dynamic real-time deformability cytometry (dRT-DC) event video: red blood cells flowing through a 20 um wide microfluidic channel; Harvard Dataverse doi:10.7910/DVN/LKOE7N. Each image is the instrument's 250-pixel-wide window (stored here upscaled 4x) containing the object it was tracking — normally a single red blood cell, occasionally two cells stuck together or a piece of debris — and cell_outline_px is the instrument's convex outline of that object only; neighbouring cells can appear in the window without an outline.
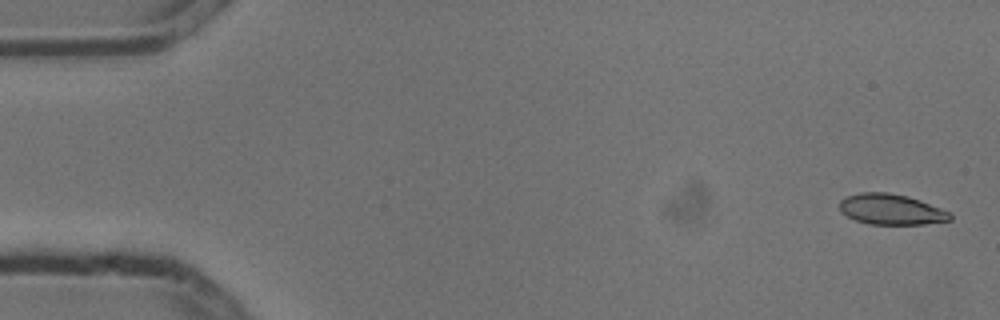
{"species": "common noctule bat (a hibernating species)", "species_latin": "Nyctalus noctula", "temperature_condition": "cold", "stored_images_in_passage": 4, "camera_frame_rate_fps": 3000, "um_per_image_px": 0.085, "animal": {"sex": "male", "body_mass_g": 13.3}, "frame": {"image": 1, "passage_image": 1, "time_ms": 0.0, "image_size_px": [1000, 320], "cell_outline_px": [[952, 220], [924, 224], [868, 224], [856, 220], [840, 212], [840, 200], [848, 196], [860, 192], [888, 192], [908, 196], [920, 200], [940, 208], [948, 212], [952, 216]], "centroid_in_image_um": [75.74, 17.79], "position_along_channel_um": 9.3, "area_um2": 19.65}}